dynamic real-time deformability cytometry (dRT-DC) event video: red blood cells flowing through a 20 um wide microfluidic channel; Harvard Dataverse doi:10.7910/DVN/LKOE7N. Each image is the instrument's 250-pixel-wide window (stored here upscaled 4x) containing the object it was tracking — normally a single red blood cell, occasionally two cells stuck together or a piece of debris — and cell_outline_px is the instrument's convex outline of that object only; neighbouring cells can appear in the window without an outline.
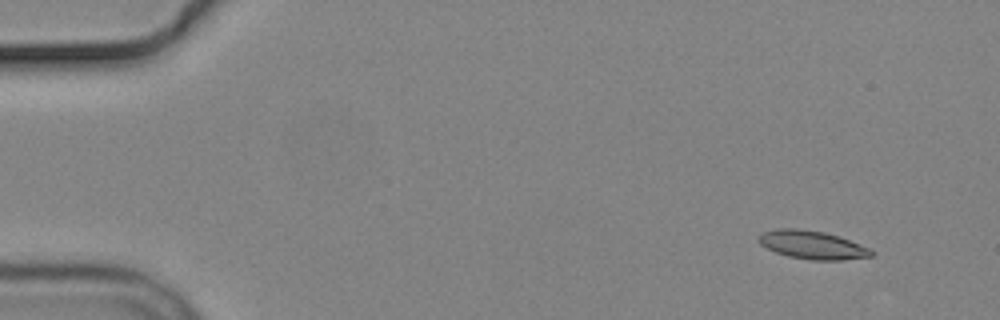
{"species": "common noctule bat (a hibernating species)", "species_latin": "Nyctalus noctula", "temperature_condition": "cold", "stored_images_in_passage": 9, "camera_frame_rate_fps": 3000, "um_per_image_px": 0.085, "animal": {"sex": "male", "body_mass_g": 19.2, "forearm_length_mm": 51.8}, "frame": {"image": 1, "passage_image": 1, "time_ms": 0.0, "image_size_px": [1000, 320], "cell_outline_px": [[876, 252], [872, 256], [844, 260], [812, 260], [788, 256], [776, 252], [760, 244], [756, 236], [764, 232], [776, 228], [796, 228], [824, 232], [840, 236], [872, 248]], "centroid_in_image_um": [69.09, 20.81], "position_along_channel_um": 15.9, "area_um2": 18.84}}
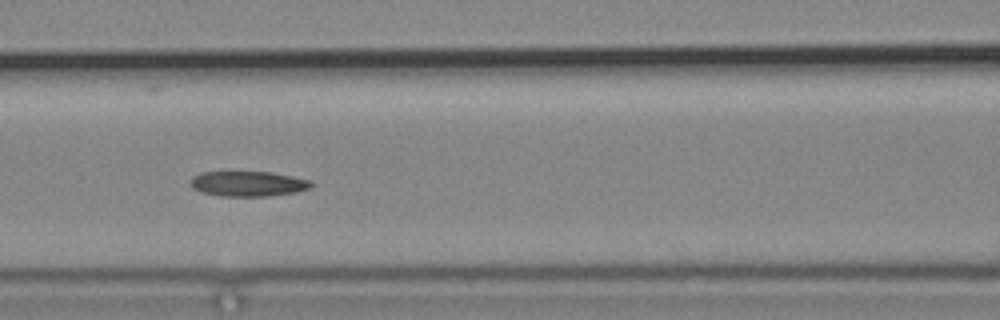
{"frame": {"image": 2, "passage_image": 6, "time_ms": 6.667, "image_size_px": [1000, 320], "cell_outline_px": [[312, 184], [308, 188], [296, 192], [268, 196], [224, 196], [200, 192], [192, 188], [188, 184], [188, 180], [192, 176], [200, 172], [272, 172], [312, 180]], "centroid_in_image_um": [21.02, 15.61], "position_along_channel_um": 145.6, "area_um2": 17.86}}
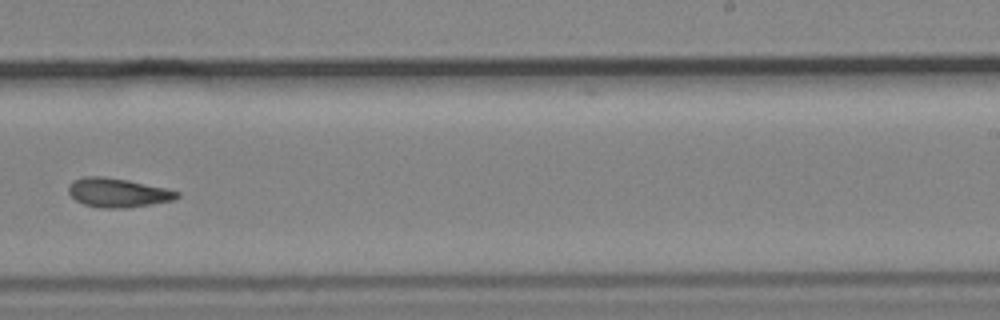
{"frame": {"image": 3, "passage_image": 9, "time_ms": 10.333, "image_size_px": [1000, 320], "cell_outline_px": [[180, 196], [172, 200], [152, 204], [128, 208], [104, 208], [84, 204], [76, 200], [68, 192], [68, 184], [72, 180], [84, 176], [104, 176], [128, 180], [168, 188], [180, 192]], "centroid_in_image_um": [10.01, 16.36], "position_along_channel_um": 279.0, "area_um2": 18.55}}